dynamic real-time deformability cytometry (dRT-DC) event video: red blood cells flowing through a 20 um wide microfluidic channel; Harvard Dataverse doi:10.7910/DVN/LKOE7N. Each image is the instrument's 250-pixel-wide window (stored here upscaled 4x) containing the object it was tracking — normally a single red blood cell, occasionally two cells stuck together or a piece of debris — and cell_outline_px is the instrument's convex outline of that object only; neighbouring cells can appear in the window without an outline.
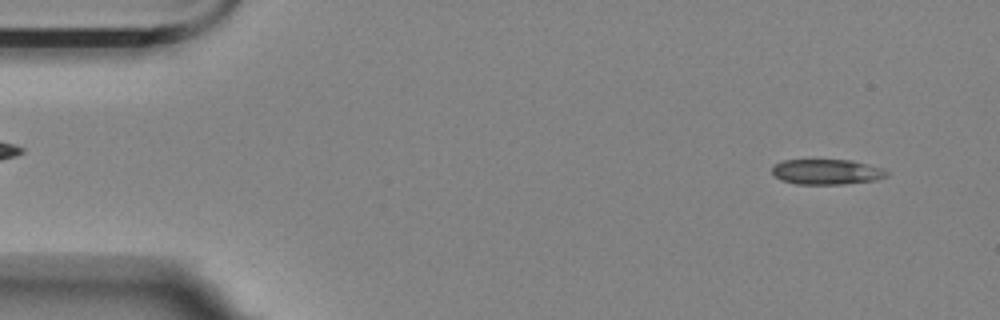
{"species": "Egyptian fruit bat (a non-hibernating species)", "species_latin": "Rousettus aegyptiacus", "temperature_condition": "room temperature", "stored_images_in_passage": 55, "camera_frame_rate_fps": 3000, "um_per_image_px": 0.085, "animal": {"sex": "female"}, "frame": {"image": 1, "passage_image": 3, "time_ms": 0.667, "image_size_px": [1000, 320], "cell_outline_px": [[888, 176], [876, 180], [844, 184], [796, 184], [780, 180], [772, 172], [772, 168], [776, 164], [784, 160], [852, 160], [884, 168], [888, 172]], "centroid_in_image_um": [70.31, 14.61], "position_along_channel_um": 14.7, "area_um2": 16.94}}
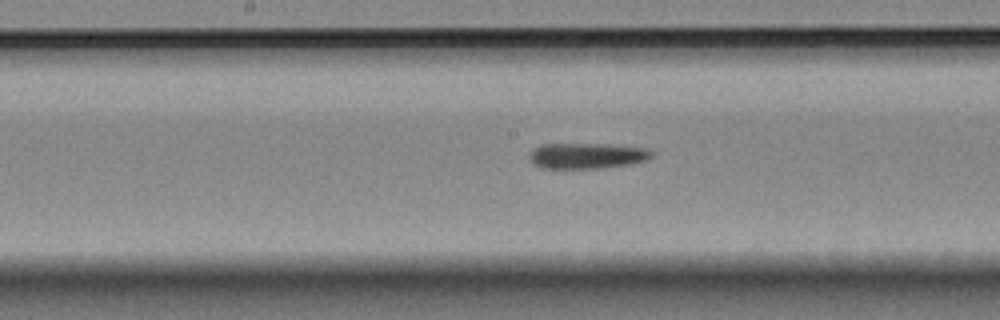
{"frame": {"image": 2, "passage_image": 27, "time_ms": 8.667, "image_size_px": [1000, 320], "cell_outline_px": [[652, 156], [648, 160], [628, 164], [596, 168], [540, 168], [532, 164], [528, 156], [532, 148], [540, 144], [596, 144], [644, 148], [652, 152]], "centroid_in_image_um": [49.78, 13.24], "position_along_channel_um": 198.4, "area_um2": 18.15}}
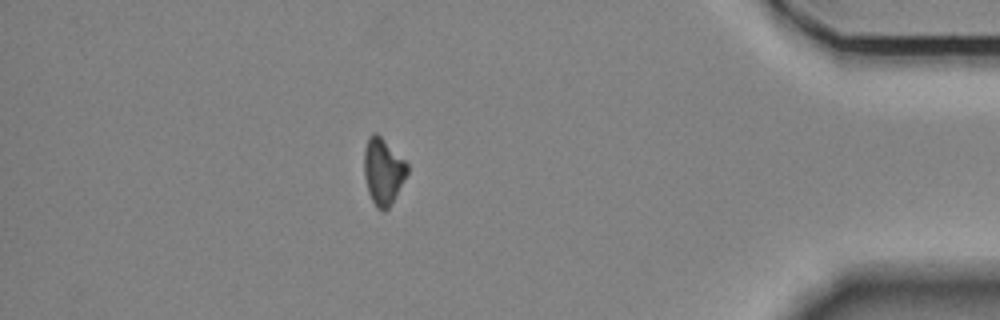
{"frame": {"image": 3, "passage_image": 48, "time_ms": 15.667, "image_size_px": [1000, 320], "cell_outline_px": [[408, 172], [388, 208], [384, 212], [376, 208], [368, 192], [364, 176], [364, 148], [368, 136], [372, 132], [376, 132], [408, 164]], "centroid_in_image_um": [32.53, 14.55], "position_along_channel_um": 402.7, "area_um2": 16.53}}